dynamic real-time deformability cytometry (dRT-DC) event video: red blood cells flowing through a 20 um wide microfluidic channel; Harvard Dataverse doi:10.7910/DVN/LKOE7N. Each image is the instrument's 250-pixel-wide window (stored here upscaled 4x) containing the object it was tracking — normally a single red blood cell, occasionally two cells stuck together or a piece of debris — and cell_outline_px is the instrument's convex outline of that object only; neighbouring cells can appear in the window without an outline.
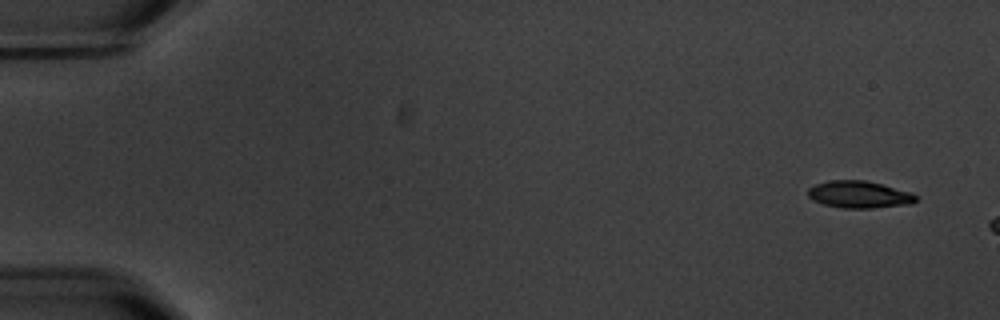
{"species": "common noctule bat (a hibernating species)", "species_latin": "Nyctalus noctula", "temperature_condition": "warm", "stored_images_in_passage": 3, "camera_frame_rate_fps": 3000, "um_per_image_px": 0.085, "animal": {"sex": "male", "body_mass_g": 20.1, "forearm_length_mm": 53.5}, "frame": {"image": 1, "passage_image": 1, "time_ms": 0.0, "image_size_px": [1000, 320], "cell_outline_px": [[916, 200], [912, 204], [872, 208], [840, 208], [824, 204], [812, 200], [808, 196], [808, 188], [816, 184], [828, 180], [864, 180], [912, 192], [916, 196]], "centroid_in_image_um": [73.01, 16.54], "position_along_channel_um": 12.0, "area_um2": 17.05}}